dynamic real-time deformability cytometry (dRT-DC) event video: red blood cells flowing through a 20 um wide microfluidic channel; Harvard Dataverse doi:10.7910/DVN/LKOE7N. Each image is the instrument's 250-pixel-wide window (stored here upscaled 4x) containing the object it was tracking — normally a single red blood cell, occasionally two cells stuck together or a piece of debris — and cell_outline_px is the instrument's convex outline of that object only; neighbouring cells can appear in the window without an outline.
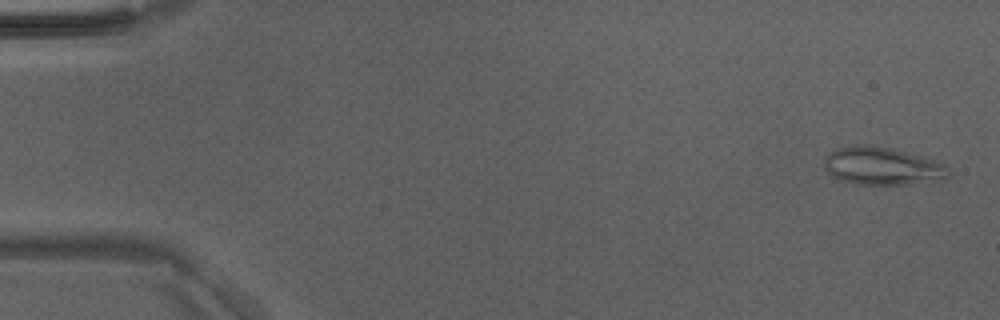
{"species": "Egyptian fruit bat (a non-hibernating species)", "species_latin": "Rousettus aegyptiacus", "temperature_condition": "room temperature", "stored_images_in_passage": 48, "camera_frame_rate_fps": 3000, "um_per_image_px": 0.085, "animal": {"sex": "male"}, "frame": {"image": 1, "passage_image": 2, "time_ms": 0.333, "image_size_px": [1000, 320], "cell_outline_px": [[948, 176], [944, 180], [908, 184], [856, 184], [840, 180], [832, 176], [824, 168], [824, 156], [828, 152], [836, 148], [864, 144], [868, 144], [892, 148], [936, 160], [944, 164], [948, 168]], "centroid_in_image_um": [74.97, 14.11], "position_along_channel_um": 10.0, "area_um2": 27.63}}
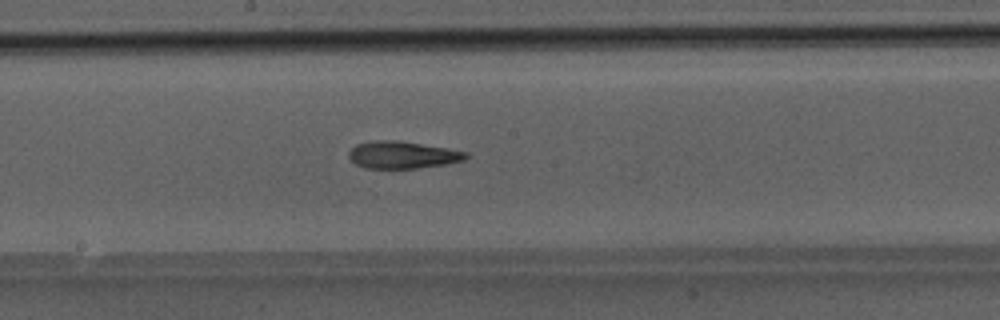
{"frame": {"image": 2, "passage_image": 26, "time_ms": 8.333, "image_size_px": [1000, 320], "cell_outline_px": [[468, 156], [464, 160], [448, 164], [416, 168], [364, 168], [356, 164], [348, 156], [348, 152], [356, 144], [372, 140], [400, 140], [468, 152]], "centroid_in_image_um": [34.2, 13.16], "position_along_channel_um": 214.0, "area_um2": 18.61}}
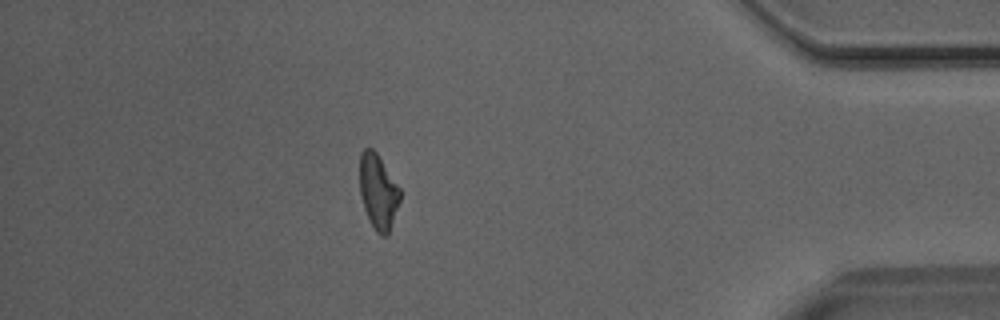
{"frame": {"image": 3, "passage_image": 42, "time_ms": 13.667, "image_size_px": [1000, 320], "cell_outline_px": [[400, 200], [388, 236], [384, 236], [376, 232], [364, 208], [360, 192], [360, 152], [364, 148], [372, 148], [376, 152], [400, 188]], "centroid_in_image_um": [32.15, 16.28], "position_along_channel_um": 403.1, "area_um2": 17.4}}